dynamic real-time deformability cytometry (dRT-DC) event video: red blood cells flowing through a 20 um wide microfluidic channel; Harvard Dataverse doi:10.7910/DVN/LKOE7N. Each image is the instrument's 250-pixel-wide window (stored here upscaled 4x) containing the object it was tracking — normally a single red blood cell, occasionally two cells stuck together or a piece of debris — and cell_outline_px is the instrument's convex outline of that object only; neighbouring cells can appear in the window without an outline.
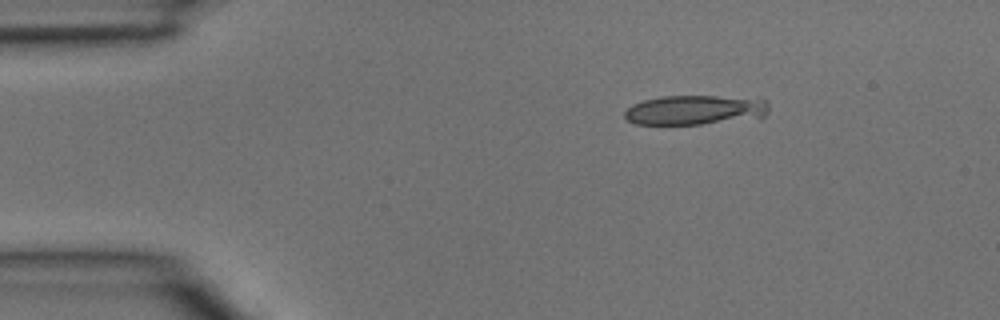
{"species": "common noctule bat (a hibernating species)", "species_latin": "Nyctalus noctula", "temperature_condition": "room temperature", "stored_images_in_passage": 3, "camera_frame_rate_fps": 3000, "um_per_image_px": 0.085, "animal": {"sex": "male", "body_mass_g": 15.6}, "frame": {"image": 1, "passage_image": 1, "time_ms": 0.0, "image_size_px": [1000, 320], "cell_outline_px": [[768, 112], [764, 116], [700, 124], [636, 124], [628, 120], [624, 116], [624, 112], [632, 104], [644, 100], [660, 96], [756, 96], [768, 100]], "centroid_in_image_um": [59.13, 9.31], "position_along_channel_um": 25.9, "area_um2": 25.09}}